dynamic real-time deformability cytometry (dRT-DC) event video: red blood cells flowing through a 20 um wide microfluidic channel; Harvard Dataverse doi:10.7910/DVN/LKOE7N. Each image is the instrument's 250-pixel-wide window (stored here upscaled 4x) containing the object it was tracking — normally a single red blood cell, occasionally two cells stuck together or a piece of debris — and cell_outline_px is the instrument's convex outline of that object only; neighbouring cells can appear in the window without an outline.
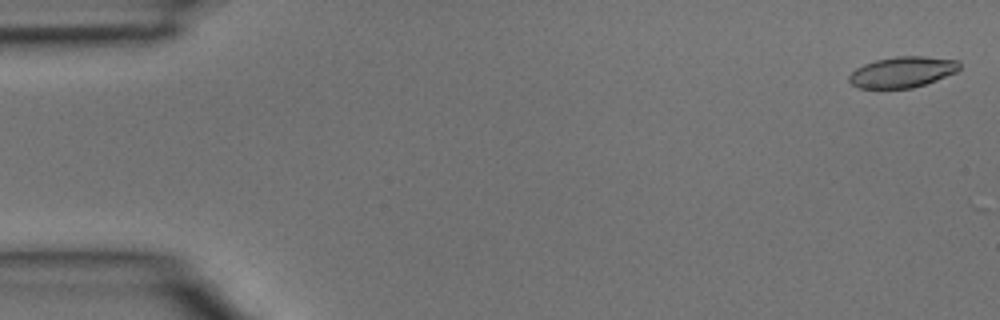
{"species": "common noctule bat (a hibernating species)", "species_latin": "Nyctalus noctula", "temperature_condition": "room temperature", "stored_images_in_passage": 4, "camera_frame_rate_fps": 3000, "um_per_image_px": 0.085, "animal": {"sex": "male", "body_mass_g": 15.6}, "frame": {"image": 1, "passage_image": 1, "time_ms": 0.0, "image_size_px": [1000, 320], "cell_outline_px": [[960, 68], [956, 72], [936, 80], [912, 88], [860, 88], [852, 84], [848, 80], [848, 76], [856, 68], [864, 64], [876, 60], [896, 56], [924, 56], [960, 60]], "centroid_in_image_um": [76.72, 6.11], "position_along_channel_um": 8.3, "area_um2": 19.83}}